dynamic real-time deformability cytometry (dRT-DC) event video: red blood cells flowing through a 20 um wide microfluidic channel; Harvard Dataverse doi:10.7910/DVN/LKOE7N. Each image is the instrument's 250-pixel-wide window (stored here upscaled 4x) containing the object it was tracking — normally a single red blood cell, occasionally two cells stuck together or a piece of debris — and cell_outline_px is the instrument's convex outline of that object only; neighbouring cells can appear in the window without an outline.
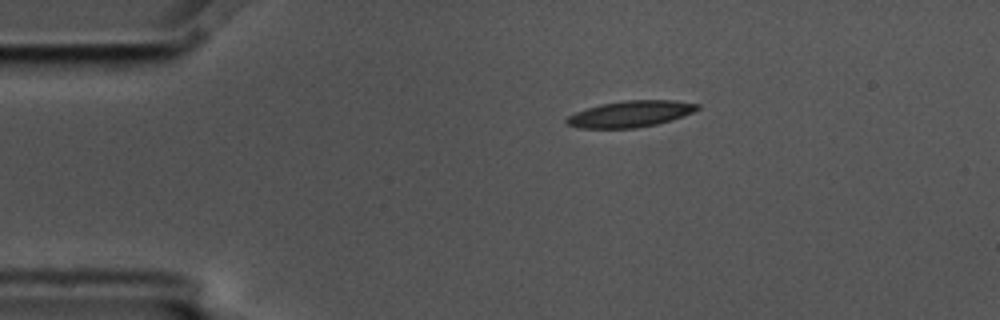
{"species": "common noctule bat (a hibernating species)", "species_latin": "Nyctalus noctula", "temperature_condition": "cold", "stored_images_in_passage": 2, "camera_frame_rate_fps": 3000, "um_per_image_px": 0.085, "animal": {"sex": "male", "body_mass_g": 17.5, "forearm_length_mm": 52.3}, "frame": {"image": 1, "passage_image": 1, "time_ms": 0.0, "image_size_px": [1000, 320], "cell_outline_px": [[700, 108], [692, 112], [672, 120], [656, 124], [636, 128], [580, 128], [568, 124], [564, 120], [568, 116], [576, 112], [600, 104], [624, 100], [672, 100], [700, 104]], "centroid_in_image_um": [53.59, 9.68], "position_along_channel_um": 31.4, "area_um2": 19.94}}